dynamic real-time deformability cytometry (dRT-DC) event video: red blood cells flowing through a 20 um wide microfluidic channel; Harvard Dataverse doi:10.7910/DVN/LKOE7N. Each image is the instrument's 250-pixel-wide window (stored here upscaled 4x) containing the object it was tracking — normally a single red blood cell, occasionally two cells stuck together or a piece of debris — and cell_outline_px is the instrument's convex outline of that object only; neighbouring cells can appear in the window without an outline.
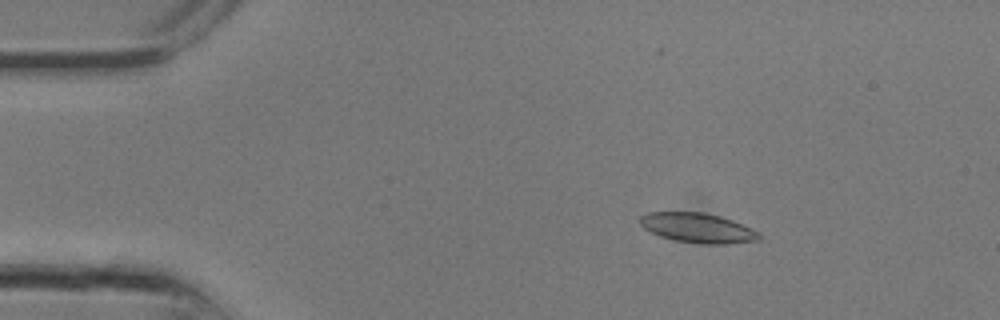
{"species": "common noctule bat (a hibernating species)", "species_latin": "Nyctalus noctula", "temperature_condition": "room temperature", "stored_images_in_passage": 17, "camera_frame_rate_fps": 3000, "um_per_image_px": 0.085, "animal": {"sex": "male", "body_mass_g": 13.3}, "frame": {"image": 1, "passage_image": 5, "time_ms": 1.333, "image_size_px": [1000, 320], "cell_outline_px": [[760, 240], [724, 244], [704, 244], [676, 240], [660, 236], [644, 228], [640, 224], [640, 216], [648, 212], [704, 212], [720, 216], [732, 220], [752, 228], [760, 232]], "centroid_in_image_um": [59.33, 19.36], "position_along_channel_um": 25.7, "area_um2": 20.58}}
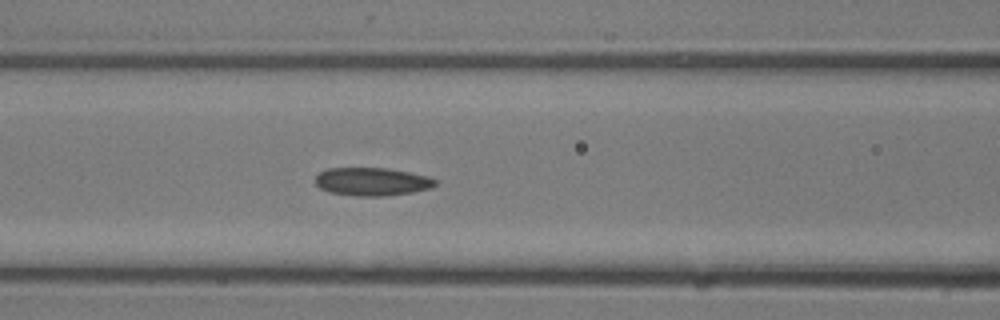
{"frame": {"image": 2, "passage_image": 12, "time_ms": 3.667, "image_size_px": [1000, 320], "cell_outline_px": [[436, 184], [432, 188], [412, 192], [384, 196], [356, 196], [328, 192], [320, 188], [316, 184], [316, 176], [320, 172], [328, 168], [388, 168], [428, 176], [436, 180]], "centroid_in_image_um": [31.62, 15.44], "position_along_channel_um": 135.0, "area_um2": 19.65}}
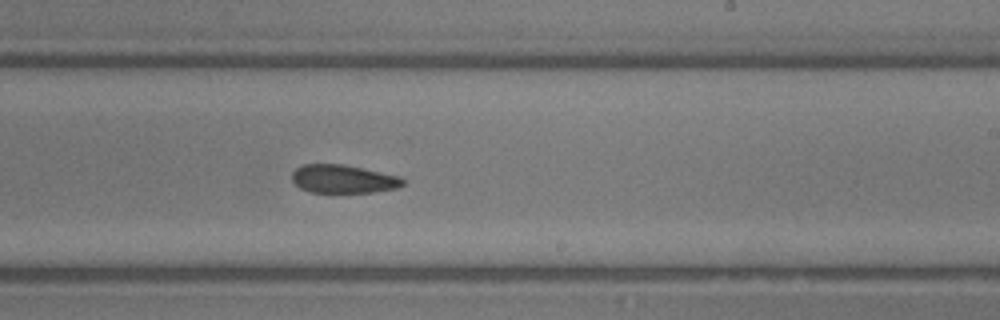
{"frame": {"image": 3, "passage_image": 17, "time_ms": 5.333, "image_size_px": [1000, 320], "cell_outline_px": [[404, 184], [396, 188], [372, 192], [308, 192], [300, 188], [292, 180], [292, 172], [296, 168], [304, 164], [340, 164], [400, 176], [404, 180]], "centroid_in_image_um": [29.15, 15.21], "position_along_channel_um": 259.9, "area_um2": 18.09}}